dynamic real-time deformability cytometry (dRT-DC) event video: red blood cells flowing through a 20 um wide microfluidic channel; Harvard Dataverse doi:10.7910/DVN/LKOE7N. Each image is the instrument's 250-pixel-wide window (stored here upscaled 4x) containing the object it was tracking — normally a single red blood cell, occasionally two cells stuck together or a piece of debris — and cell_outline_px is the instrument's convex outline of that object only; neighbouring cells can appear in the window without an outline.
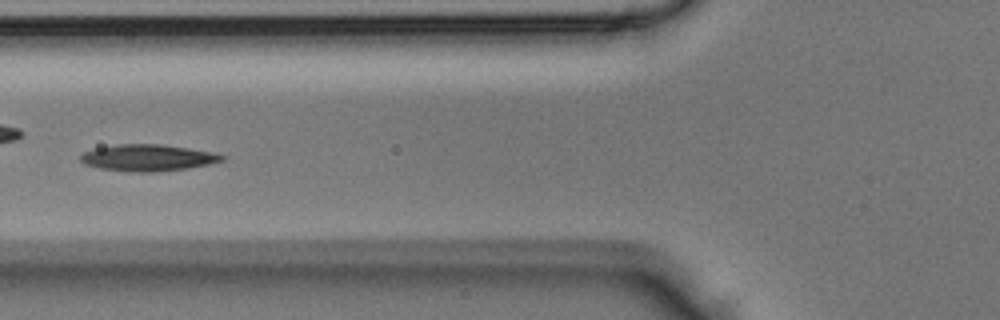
{"species": "Egyptian fruit bat (a non-hibernating species)", "species_latin": "Rousettus aegyptiacus", "temperature_condition": "room temperature", "stored_images_in_passage": 34, "camera_frame_rate_fps": 3000, "um_per_image_px": 0.085, "animal": {"sex": "male"}, "frame": {"image": 1, "passage_image": 10, "time_ms": 3.0, "image_size_px": [1000, 320], "cell_outline_px": [[224, 160], [208, 164], [188, 168], [156, 172], [128, 172], [100, 168], [84, 164], [80, 160], [80, 156], [84, 152], [96, 148], [116, 144], [160, 144], [188, 148], [212, 152], [224, 156]], "centroid_in_image_um": [12.53, 13.41], "position_along_channel_um": 113.3, "area_um2": 21.85}}
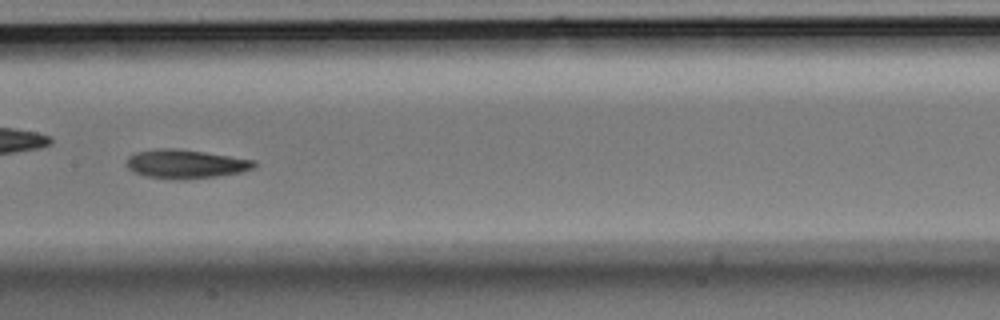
{"frame": {"image": 2, "passage_image": 15, "time_ms": 4.667, "image_size_px": [1000, 320], "cell_outline_px": [[256, 164], [252, 168], [240, 172], [216, 176], [180, 180], [144, 176], [128, 168], [124, 164], [128, 156], [136, 152], [156, 148], [176, 148], [204, 152], [256, 160]], "centroid_in_image_um": [15.73, 13.93], "position_along_channel_um": 191.7, "area_um2": 21.44}}
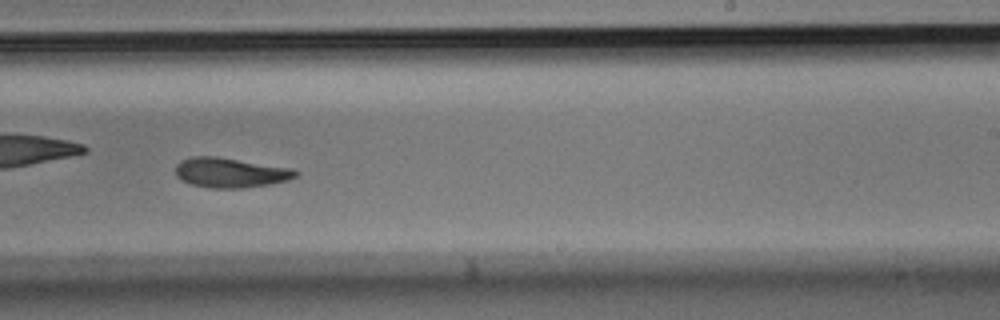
{"frame": {"image": 3, "passage_image": 20, "time_ms": 6.333, "image_size_px": [1000, 320], "cell_outline_px": [[300, 172], [296, 176], [288, 180], [272, 184], [244, 188], [212, 188], [192, 184], [180, 180], [176, 176], [176, 164], [180, 160], [192, 156], [216, 156], [292, 168]], "centroid_in_image_um": [19.58, 14.67], "position_along_channel_um": 269.4, "area_um2": 21.04}}